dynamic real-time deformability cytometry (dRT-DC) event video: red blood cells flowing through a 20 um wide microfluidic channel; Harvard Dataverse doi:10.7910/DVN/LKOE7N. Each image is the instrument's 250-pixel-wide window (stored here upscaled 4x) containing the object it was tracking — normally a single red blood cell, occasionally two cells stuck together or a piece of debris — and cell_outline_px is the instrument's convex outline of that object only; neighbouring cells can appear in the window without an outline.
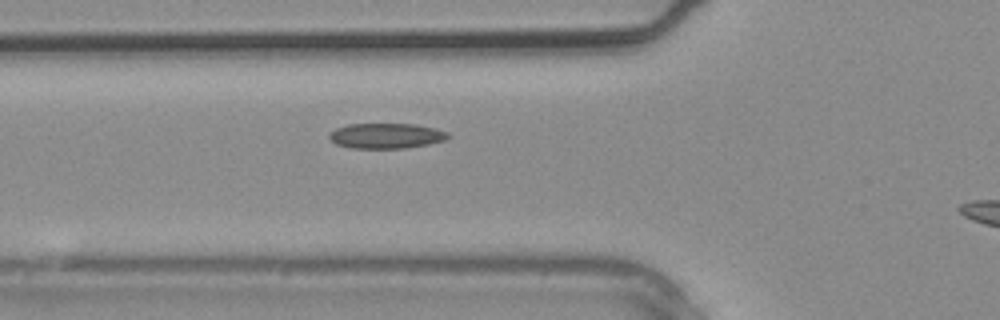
{"species": "common noctule bat (a hibernating species)", "species_latin": "Nyctalus noctula", "temperature_condition": "warm", "stored_images_in_passage": 6, "camera_frame_rate_fps": 3000, "um_per_image_px": 0.085, "animal": {"sex": "male", "body_mass_g": 20.4}, "frame": {"image": 1, "passage_image": 5, "time_ms": 1.333, "image_size_px": [1000, 320], "cell_outline_px": [[452, 136], [444, 140], [428, 144], [404, 148], [348, 148], [336, 144], [328, 136], [336, 128], [348, 124], [416, 124], [436, 128], [448, 132]], "centroid_in_image_um": [32.85, 11.54], "position_along_channel_um": 92.9, "area_um2": 17.51}}